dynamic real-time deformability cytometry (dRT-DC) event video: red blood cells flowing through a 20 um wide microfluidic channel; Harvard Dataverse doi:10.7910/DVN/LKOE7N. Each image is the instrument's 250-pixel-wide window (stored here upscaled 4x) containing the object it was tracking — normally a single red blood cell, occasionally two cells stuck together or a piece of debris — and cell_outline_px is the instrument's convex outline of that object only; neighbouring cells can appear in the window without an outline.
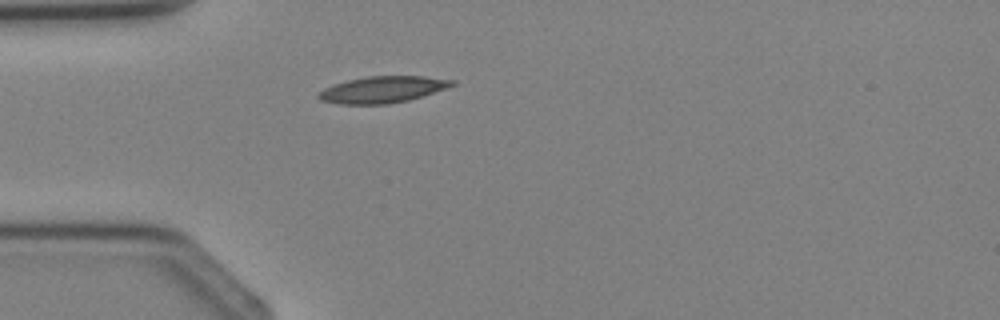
{"species": "Egyptian fruit bat (a non-hibernating species)", "species_latin": "Rousettus aegyptiacus", "temperature_condition": "cold", "stored_images_in_passage": 1, "camera_frame_rate_fps": 3000, "um_per_image_px": 0.085, "animal": {"sex": "female"}, "frame": {"image": 1, "passage_image": 1, "time_ms": 0.0, "image_size_px": [1000, 320], "cell_outline_px": [[456, 84], [448, 88], [408, 100], [388, 104], [340, 104], [320, 100], [316, 96], [324, 88], [348, 80], [368, 76], [424, 76], [456, 80]], "centroid_in_image_um": [32.55, 7.61], "position_along_channel_um": 52.4, "area_um2": 20.58}}